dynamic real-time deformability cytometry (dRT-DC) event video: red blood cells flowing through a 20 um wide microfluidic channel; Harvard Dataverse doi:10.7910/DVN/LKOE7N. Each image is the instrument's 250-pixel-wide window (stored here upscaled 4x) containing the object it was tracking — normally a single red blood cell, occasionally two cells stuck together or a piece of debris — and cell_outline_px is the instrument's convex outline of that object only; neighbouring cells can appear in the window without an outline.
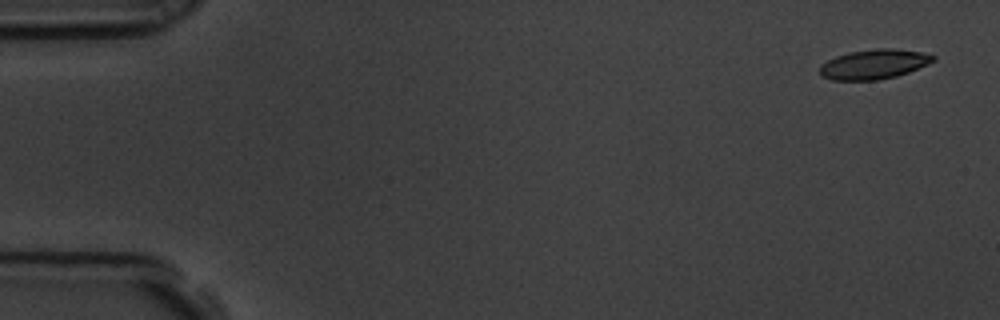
{"species": "common noctule bat (a hibernating species)", "species_latin": "Nyctalus noctula", "temperature_condition": "room temperature", "stored_images_in_passage": 6, "camera_frame_rate_fps": 3000, "um_per_image_px": 0.085, "animal": {"sex": "male", "body_mass_g": 19.5, "forearm_length_mm": 54.6}, "frame": {"image": 1, "passage_image": 1, "time_ms": 0.0, "image_size_px": [1000, 320], "cell_outline_px": [[936, 60], [928, 64], [908, 72], [896, 76], [880, 80], [832, 80], [820, 76], [820, 64], [836, 56], [848, 52], [880, 48], [892, 48], [920, 52], [936, 56]], "centroid_in_image_um": [74.27, 5.46], "position_along_channel_um": 10.7, "area_um2": 19.65}}
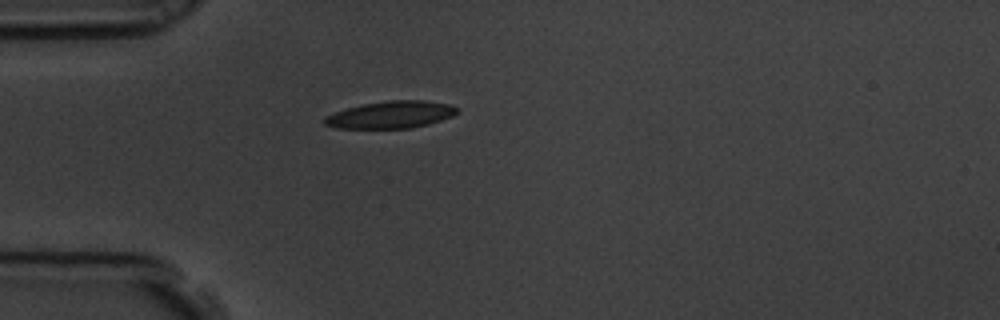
{"frame": {"image": 2, "passage_image": 5, "time_ms": 1.333, "image_size_px": [1000, 320], "cell_outline_px": [[460, 112], [452, 116], [428, 124], [412, 128], [336, 128], [324, 124], [324, 120], [328, 116], [336, 112], [348, 108], [364, 104], [388, 100], [424, 100], [448, 104], [460, 108]], "centroid_in_image_um": [33.29, 9.75], "position_along_channel_um": 51.7, "area_um2": 20.81}}